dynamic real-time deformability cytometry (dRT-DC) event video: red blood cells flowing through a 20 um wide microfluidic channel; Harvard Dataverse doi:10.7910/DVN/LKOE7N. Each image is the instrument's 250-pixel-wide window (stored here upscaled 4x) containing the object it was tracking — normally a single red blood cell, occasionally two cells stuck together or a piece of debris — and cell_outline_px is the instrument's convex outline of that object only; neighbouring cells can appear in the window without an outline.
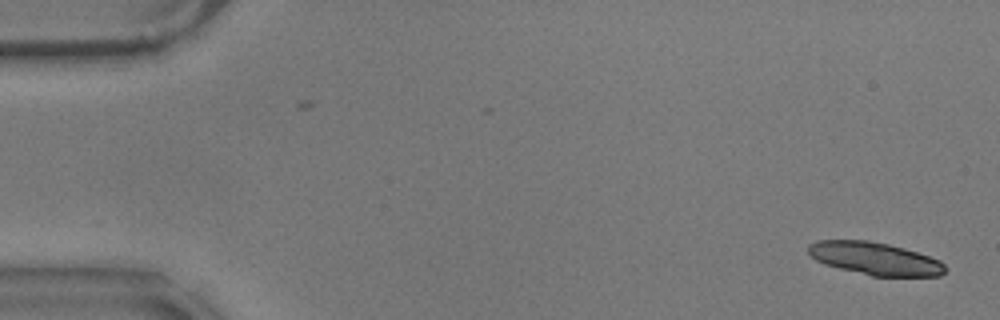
{"species": "common noctule bat (a hibernating species)", "species_latin": "Nyctalus noctula", "temperature_condition": "warm", "stored_images_in_passage": 57, "segment_of_instrument_passage": [1, 2], "camera_frame_rate_fps": 3000, "um_per_image_px": 0.085, "animal": {"sex": "male", "body_mass_g": 17.9}, "frame": {"image": 1, "passage_image": 1, "time_ms": 0.0, "image_size_px": [1000, 320], "cell_outline_px": [[948, 268], [940, 276], [872, 276], [824, 264], [816, 260], [808, 252], [808, 244], [816, 240], [868, 240], [888, 244], [904, 248], [940, 260]], "centroid_in_image_um": [74.37, 21.97], "position_along_channel_um": 10.6, "area_um2": 26.01}}
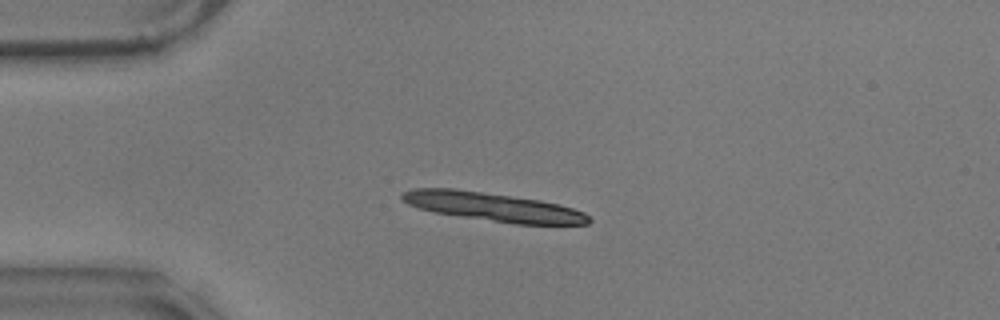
{"frame": {"image": 2, "passage_image": 13, "time_ms": 4.0, "image_size_px": [1000, 320], "cell_outline_px": [[592, 220], [588, 224], [516, 224], [436, 212], [420, 208], [408, 204], [400, 200], [400, 196], [404, 192], [416, 188], [452, 188], [540, 200], [560, 204], [584, 212]], "centroid_in_image_um": [41.93, 17.58], "position_along_channel_um": 43.1, "area_um2": 30.69}}